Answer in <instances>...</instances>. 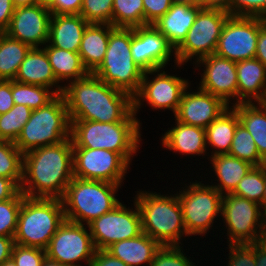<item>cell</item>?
Here are the masks:
<instances>
[{"label": "cell", "instance_id": "obj_53", "mask_svg": "<svg viewBox=\"0 0 266 266\" xmlns=\"http://www.w3.org/2000/svg\"><path fill=\"white\" fill-rule=\"evenodd\" d=\"M254 256L256 266H266V239L254 243Z\"/></svg>", "mask_w": 266, "mask_h": 266}, {"label": "cell", "instance_id": "obj_56", "mask_svg": "<svg viewBox=\"0 0 266 266\" xmlns=\"http://www.w3.org/2000/svg\"><path fill=\"white\" fill-rule=\"evenodd\" d=\"M261 209H263V214L266 216V164H265V191L260 203Z\"/></svg>", "mask_w": 266, "mask_h": 266}, {"label": "cell", "instance_id": "obj_57", "mask_svg": "<svg viewBox=\"0 0 266 266\" xmlns=\"http://www.w3.org/2000/svg\"><path fill=\"white\" fill-rule=\"evenodd\" d=\"M41 266H69V265L50 260L46 257Z\"/></svg>", "mask_w": 266, "mask_h": 266}, {"label": "cell", "instance_id": "obj_10", "mask_svg": "<svg viewBox=\"0 0 266 266\" xmlns=\"http://www.w3.org/2000/svg\"><path fill=\"white\" fill-rule=\"evenodd\" d=\"M230 14L221 9L201 8L186 38L175 49V62L181 66L192 57L197 60L215 54L223 26Z\"/></svg>", "mask_w": 266, "mask_h": 266}, {"label": "cell", "instance_id": "obj_55", "mask_svg": "<svg viewBox=\"0 0 266 266\" xmlns=\"http://www.w3.org/2000/svg\"><path fill=\"white\" fill-rule=\"evenodd\" d=\"M15 7L32 6L38 4V0H12Z\"/></svg>", "mask_w": 266, "mask_h": 266}, {"label": "cell", "instance_id": "obj_58", "mask_svg": "<svg viewBox=\"0 0 266 266\" xmlns=\"http://www.w3.org/2000/svg\"><path fill=\"white\" fill-rule=\"evenodd\" d=\"M174 3L189 4L192 6H200V0H172Z\"/></svg>", "mask_w": 266, "mask_h": 266}, {"label": "cell", "instance_id": "obj_8", "mask_svg": "<svg viewBox=\"0 0 266 266\" xmlns=\"http://www.w3.org/2000/svg\"><path fill=\"white\" fill-rule=\"evenodd\" d=\"M71 121L62 94L49 103L32 110L15 145L23 153L43 146L61 143L70 138Z\"/></svg>", "mask_w": 266, "mask_h": 266}, {"label": "cell", "instance_id": "obj_24", "mask_svg": "<svg viewBox=\"0 0 266 266\" xmlns=\"http://www.w3.org/2000/svg\"><path fill=\"white\" fill-rule=\"evenodd\" d=\"M88 25L80 14L52 15L48 44L67 51L79 52Z\"/></svg>", "mask_w": 266, "mask_h": 266}, {"label": "cell", "instance_id": "obj_22", "mask_svg": "<svg viewBox=\"0 0 266 266\" xmlns=\"http://www.w3.org/2000/svg\"><path fill=\"white\" fill-rule=\"evenodd\" d=\"M201 6L172 3L171 8L153 25L163 34L176 49L186 38Z\"/></svg>", "mask_w": 266, "mask_h": 266}, {"label": "cell", "instance_id": "obj_14", "mask_svg": "<svg viewBox=\"0 0 266 266\" xmlns=\"http://www.w3.org/2000/svg\"><path fill=\"white\" fill-rule=\"evenodd\" d=\"M72 149L74 177L121 185L129 163L119 153L84 147Z\"/></svg>", "mask_w": 266, "mask_h": 266}, {"label": "cell", "instance_id": "obj_9", "mask_svg": "<svg viewBox=\"0 0 266 266\" xmlns=\"http://www.w3.org/2000/svg\"><path fill=\"white\" fill-rule=\"evenodd\" d=\"M221 215L228 228L229 244L257 243L266 239V216L257 202L224 194Z\"/></svg>", "mask_w": 266, "mask_h": 266}, {"label": "cell", "instance_id": "obj_50", "mask_svg": "<svg viewBox=\"0 0 266 266\" xmlns=\"http://www.w3.org/2000/svg\"><path fill=\"white\" fill-rule=\"evenodd\" d=\"M19 190L11 179L0 177V202L11 199Z\"/></svg>", "mask_w": 266, "mask_h": 266}, {"label": "cell", "instance_id": "obj_27", "mask_svg": "<svg viewBox=\"0 0 266 266\" xmlns=\"http://www.w3.org/2000/svg\"><path fill=\"white\" fill-rule=\"evenodd\" d=\"M109 35V24H89L85 28L78 53L88 73H93L102 63Z\"/></svg>", "mask_w": 266, "mask_h": 266}, {"label": "cell", "instance_id": "obj_61", "mask_svg": "<svg viewBox=\"0 0 266 266\" xmlns=\"http://www.w3.org/2000/svg\"><path fill=\"white\" fill-rule=\"evenodd\" d=\"M264 23L266 24V15L263 17Z\"/></svg>", "mask_w": 266, "mask_h": 266}, {"label": "cell", "instance_id": "obj_13", "mask_svg": "<svg viewBox=\"0 0 266 266\" xmlns=\"http://www.w3.org/2000/svg\"><path fill=\"white\" fill-rule=\"evenodd\" d=\"M263 18L230 15L221 32L215 54L234 62L255 58Z\"/></svg>", "mask_w": 266, "mask_h": 266}, {"label": "cell", "instance_id": "obj_49", "mask_svg": "<svg viewBox=\"0 0 266 266\" xmlns=\"http://www.w3.org/2000/svg\"><path fill=\"white\" fill-rule=\"evenodd\" d=\"M15 6L12 0H0V33H4L11 21Z\"/></svg>", "mask_w": 266, "mask_h": 266}, {"label": "cell", "instance_id": "obj_54", "mask_svg": "<svg viewBox=\"0 0 266 266\" xmlns=\"http://www.w3.org/2000/svg\"><path fill=\"white\" fill-rule=\"evenodd\" d=\"M230 2L231 0H200V6L202 8L221 9L230 14Z\"/></svg>", "mask_w": 266, "mask_h": 266}, {"label": "cell", "instance_id": "obj_26", "mask_svg": "<svg viewBox=\"0 0 266 266\" xmlns=\"http://www.w3.org/2000/svg\"><path fill=\"white\" fill-rule=\"evenodd\" d=\"M175 121L176 126L162 136V145L182 154L204 155L207 150L205 129Z\"/></svg>", "mask_w": 266, "mask_h": 266}, {"label": "cell", "instance_id": "obj_41", "mask_svg": "<svg viewBox=\"0 0 266 266\" xmlns=\"http://www.w3.org/2000/svg\"><path fill=\"white\" fill-rule=\"evenodd\" d=\"M181 248L180 245L161 246L150 266H195L187 256H184Z\"/></svg>", "mask_w": 266, "mask_h": 266}, {"label": "cell", "instance_id": "obj_28", "mask_svg": "<svg viewBox=\"0 0 266 266\" xmlns=\"http://www.w3.org/2000/svg\"><path fill=\"white\" fill-rule=\"evenodd\" d=\"M213 170L220 183L213 185L222 195L232 193L242 178L254 166L251 163L229 154L211 157ZM225 190V193H224Z\"/></svg>", "mask_w": 266, "mask_h": 266}, {"label": "cell", "instance_id": "obj_21", "mask_svg": "<svg viewBox=\"0 0 266 266\" xmlns=\"http://www.w3.org/2000/svg\"><path fill=\"white\" fill-rule=\"evenodd\" d=\"M236 72L238 104L266 102V67L252 58L236 62Z\"/></svg>", "mask_w": 266, "mask_h": 266}, {"label": "cell", "instance_id": "obj_52", "mask_svg": "<svg viewBox=\"0 0 266 266\" xmlns=\"http://www.w3.org/2000/svg\"><path fill=\"white\" fill-rule=\"evenodd\" d=\"M14 244L13 237L0 236V265L11 259Z\"/></svg>", "mask_w": 266, "mask_h": 266}, {"label": "cell", "instance_id": "obj_17", "mask_svg": "<svg viewBox=\"0 0 266 266\" xmlns=\"http://www.w3.org/2000/svg\"><path fill=\"white\" fill-rule=\"evenodd\" d=\"M131 53L144 71H154L164 69L175 49L153 24H148L131 28Z\"/></svg>", "mask_w": 266, "mask_h": 266}, {"label": "cell", "instance_id": "obj_31", "mask_svg": "<svg viewBox=\"0 0 266 266\" xmlns=\"http://www.w3.org/2000/svg\"><path fill=\"white\" fill-rule=\"evenodd\" d=\"M44 49L58 82L68 79H70L69 82L79 80L89 74L83 66L78 52L53 47L48 45V42Z\"/></svg>", "mask_w": 266, "mask_h": 266}, {"label": "cell", "instance_id": "obj_16", "mask_svg": "<svg viewBox=\"0 0 266 266\" xmlns=\"http://www.w3.org/2000/svg\"><path fill=\"white\" fill-rule=\"evenodd\" d=\"M145 71L138 92L133 96V111L138 113L141 101L146 100L154 109H171L175 114L180 104L181 96L189 83L186 79L167 75L165 71ZM158 72V73H157ZM157 73L153 80H148V74Z\"/></svg>", "mask_w": 266, "mask_h": 266}, {"label": "cell", "instance_id": "obj_32", "mask_svg": "<svg viewBox=\"0 0 266 266\" xmlns=\"http://www.w3.org/2000/svg\"><path fill=\"white\" fill-rule=\"evenodd\" d=\"M32 47L6 33H0V80H14Z\"/></svg>", "mask_w": 266, "mask_h": 266}, {"label": "cell", "instance_id": "obj_15", "mask_svg": "<svg viewBox=\"0 0 266 266\" xmlns=\"http://www.w3.org/2000/svg\"><path fill=\"white\" fill-rule=\"evenodd\" d=\"M84 225L65 220L51 238L46 257L69 266H81L78 261L85 260L89 266L96 249Z\"/></svg>", "mask_w": 266, "mask_h": 266}, {"label": "cell", "instance_id": "obj_40", "mask_svg": "<svg viewBox=\"0 0 266 266\" xmlns=\"http://www.w3.org/2000/svg\"><path fill=\"white\" fill-rule=\"evenodd\" d=\"M113 0H82L80 15L89 24L112 25Z\"/></svg>", "mask_w": 266, "mask_h": 266}, {"label": "cell", "instance_id": "obj_5", "mask_svg": "<svg viewBox=\"0 0 266 266\" xmlns=\"http://www.w3.org/2000/svg\"><path fill=\"white\" fill-rule=\"evenodd\" d=\"M64 221L62 199L24 196L13 237L14 243L46 250Z\"/></svg>", "mask_w": 266, "mask_h": 266}, {"label": "cell", "instance_id": "obj_4", "mask_svg": "<svg viewBox=\"0 0 266 266\" xmlns=\"http://www.w3.org/2000/svg\"><path fill=\"white\" fill-rule=\"evenodd\" d=\"M134 200L140 210L142 232L161 246L179 245L184 234L189 236L177 194L164 196L156 192L140 191Z\"/></svg>", "mask_w": 266, "mask_h": 266}, {"label": "cell", "instance_id": "obj_59", "mask_svg": "<svg viewBox=\"0 0 266 266\" xmlns=\"http://www.w3.org/2000/svg\"><path fill=\"white\" fill-rule=\"evenodd\" d=\"M53 2L54 0H38V4L48 7V8L53 4Z\"/></svg>", "mask_w": 266, "mask_h": 266}, {"label": "cell", "instance_id": "obj_12", "mask_svg": "<svg viewBox=\"0 0 266 266\" xmlns=\"http://www.w3.org/2000/svg\"><path fill=\"white\" fill-rule=\"evenodd\" d=\"M134 206L133 211L120 202L87 225L96 250H105L117 241L135 238L142 233L141 214L135 201Z\"/></svg>", "mask_w": 266, "mask_h": 266}, {"label": "cell", "instance_id": "obj_44", "mask_svg": "<svg viewBox=\"0 0 266 266\" xmlns=\"http://www.w3.org/2000/svg\"><path fill=\"white\" fill-rule=\"evenodd\" d=\"M228 266H256L254 243L229 244Z\"/></svg>", "mask_w": 266, "mask_h": 266}, {"label": "cell", "instance_id": "obj_48", "mask_svg": "<svg viewBox=\"0 0 266 266\" xmlns=\"http://www.w3.org/2000/svg\"><path fill=\"white\" fill-rule=\"evenodd\" d=\"M89 266H128L106 250H95Z\"/></svg>", "mask_w": 266, "mask_h": 266}, {"label": "cell", "instance_id": "obj_45", "mask_svg": "<svg viewBox=\"0 0 266 266\" xmlns=\"http://www.w3.org/2000/svg\"><path fill=\"white\" fill-rule=\"evenodd\" d=\"M172 3V0H143L144 26L157 21L171 8Z\"/></svg>", "mask_w": 266, "mask_h": 266}, {"label": "cell", "instance_id": "obj_6", "mask_svg": "<svg viewBox=\"0 0 266 266\" xmlns=\"http://www.w3.org/2000/svg\"><path fill=\"white\" fill-rule=\"evenodd\" d=\"M144 72L132 59L131 28L110 25L106 54L92 74L133 97L140 88Z\"/></svg>", "mask_w": 266, "mask_h": 266}, {"label": "cell", "instance_id": "obj_46", "mask_svg": "<svg viewBox=\"0 0 266 266\" xmlns=\"http://www.w3.org/2000/svg\"><path fill=\"white\" fill-rule=\"evenodd\" d=\"M82 0H54L49 7L52 15L80 14Z\"/></svg>", "mask_w": 266, "mask_h": 266}, {"label": "cell", "instance_id": "obj_33", "mask_svg": "<svg viewBox=\"0 0 266 266\" xmlns=\"http://www.w3.org/2000/svg\"><path fill=\"white\" fill-rule=\"evenodd\" d=\"M50 88L12 80V98L15 104L36 110L49 103L57 94Z\"/></svg>", "mask_w": 266, "mask_h": 266}, {"label": "cell", "instance_id": "obj_7", "mask_svg": "<svg viewBox=\"0 0 266 266\" xmlns=\"http://www.w3.org/2000/svg\"><path fill=\"white\" fill-rule=\"evenodd\" d=\"M119 184L73 177L62 197L65 220L87 225L111 211L120 201Z\"/></svg>", "mask_w": 266, "mask_h": 266}, {"label": "cell", "instance_id": "obj_20", "mask_svg": "<svg viewBox=\"0 0 266 266\" xmlns=\"http://www.w3.org/2000/svg\"><path fill=\"white\" fill-rule=\"evenodd\" d=\"M184 90L174 114L177 121L186 125L206 128L230 106L222 99L198 88L197 92Z\"/></svg>", "mask_w": 266, "mask_h": 266}, {"label": "cell", "instance_id": "obj_35", "mask_svg": "<svg viewBox=\"0 0 266 266\" xmlns=\"http://www.w3.org/2000/svg\"><path fill=\"white\" fill-rule=\"evenodd\" d=\"M0 177L11 179L19 188L23 180V153L14 142L0 140Z\"/></svg>", "mask_w": 266, "mask_h": 266}, {"label": "cell", "instance_id": "obj_34", "mask_svg": "<svg viewBox=\"0 0 266 266\" xmlns=\"http://www.w3.org/2000/svg\"><path fill=\"white\" fill-rule=\"evenodd\" d=\"M112 26L123 28L144 26L143 0H113Z\"/></svg>", "mask_w": 266, "mask_h": 266}, {"label": "cell", "instance_id": "obj_2", "mask_svg": "<svg viewBox=\"0 0 266 266\" xmlns=\"http://www.w3.org/2000/svg\"><path fill=\"white\" fill-rule=\"evenodd\" d=\"M64 97L70 120L97 122L124 121L133 112V97L89 73L64 85Z\"/></svg>", "mask_w": 266, "mask_h": 266}, {"label": "cell", "instance_id": "obj_3", "mask_svg": "<svg viewBox=\"0 0 266 266\" xmlns=\"http://www.w3.org/2000/svg\"><path fill=\"white\" fill-rule=\"evenodd\" d=\"M133 111L124 121L70 120L72 147L105 149L119 153L129 164L140 143V121ZM140 138V139H139Z\"/></svg>", "mask_w": 266, "mask_h": 266}, {"label": "cell", "instance_id": "obj_25", "mask_svg": "<svg viewBox=\"0 0 266 266\" xmlns=\"http://www.w3.org/2000/svg\"><path fill=\"white\" fill-rule=\"evenodd\" d=\"M160 247L156 240L142 232L135 238L117 241L105 250L128 266H139L142 263L150 266Z\"/></svg>", "mask_w": 266, "mask_h": 266}, {"label": "cell", "instance_id": "obj_29", "mask_svg": "<svg viewBox=\"0 0 266 266\" xmlns=\"http://www.w3.org/2000/svg\"><path fill=\"white\" fill-rule=\"evenodd\" d=\"M239 123L237 111L230 107L205 128L206 145L209 144L215 148L211 156L229 154Z\"/></svg>", "mask_w": 266, "mask_h": 266}, {"label": "cell", "instance_id": "obj_38", "mask_svg": "<svg viewBox=\"0 0 266 266\" xmlns=\"http://www.w3.org/2000/svg\"><path fill=\"white\" fill-rule=\"evenodd\" d=\"M265 191V164L253 166L231 193L261 203Z\"/></svg>", "mask_w": 266, "mask_h": 266}, {"label": "cell", "instance_id": "obj_47", "mask_svg": "<svg viewBox=\"0 0 266 266\" xmlns=\"http://www.w3.org/2000/svg\"><path fill=\"white\" fill-rule=\"evenodd\" d=\"M12 98V80H0V115L14 106Z\"/></svg>", "mask_w": 266, "mask_h": 266}, {"label": "cell", "instance_id": "obj_43", "mask_svg": "<svg viewBox=\"0 0 266 266\" xmlns=\"http://www.w3.org/2000/svg\"><path fill=\"white\" fill-rule=\"evenodd\" d=\"M230 15L263 18L266 15V0H231Z\"/></svg>", "mask_w": 266, "mask_h": 266}, {"label": "cell", "instance_id": "obj_60", "mask_svg": "<svg viewBox=\"0 0 266 266\" xmlns=\"http://www.w3.org/2000/svg\"><path fill=\"white\" fill-rule=\"evenodd\" d=\"M0 266H17V265L12 259H9L7 261H4Z\"/></svg>", "mask_w": 266, "mask_h": 266}, {"label": "cell", "instance_id": "obj_37", "mask_svg": "<svg viewBox=\"0 0 266 266\" xmlns=\"http://www.w3.org/2000/svg\"><path fill=\"white\" fill-rule=\"evenodd\" d=\"M229 155L245 160L254 166L266 164L260 157L253 137L241 123L235 130Z\"/></svg>", "mask_w": 266, "mask_h": 266}, {"label": "cell", "instance_id": "obj_11", "mask_svg": "<svg viewBox=\"0 0 266 266\" xmlns=\"http://www.w3.org/2000/svg\"><path fill=\"white\" fill-rule=\"evenodd\" d=\"M178 195L188 235H204L221 213L223 195L212 185L194 182Z\"/></svg>", "mask_w": 266, "mask_h": 266}, {"label": "cell", "instance_id": "obj_51", "mask_svg": "<svg viewBox=\"0 0 266 266\" xmlns=\"http://www.w3.org/2000/svg\"><path fill=\"white\" fill-rule=\"evenodd\" d=\"M255 58L266 67V24L259 29Z\"/></svg>", "mask_w": 266, "mask_h": 266}, {"label": "cell", "instance_id": "obj_39", "mask_svg": "<svg viewBox=\"0 0 266 266\" xmlns=\"http://www.w3.org/2000/svg\"><path fill=\"white\" fill-rule=\"evenodd\" d=\"M24 196L19 190L11 199L0 202V236L14 237Z\"/></svg>", "mask_w": 266, "mask_h": 266}, {"label": "cell", "instance_id": "obj_1", "mask_svg": "<svg viewBox=\"0 0 266 266\" xmlns=\"http://www.w3.org/2000/svg\"><path fill=\"white\" fill-rule=\"evenodd\" d=\"M73 177L71 138L23 154L20 191L27 197L62 199Z\"/></svg>", "mask_w": 266, "mask_h": 266}, {"label": "cell", "instance_id": "obj_42", "mask_svg": "<svg viewBox=\"0 0 266 266\" xmlns=\"http://www.w3.org/2000/svg\"><path fill=\"white\" fill-rule=\"evenodd\" d=\"M46 258V250L14 244L11 259L17 266H41Z\"/></svg>", "mask_w": 266, "mask_h": 266}, {"label": "cell", "instance_id": "obj_36", "mask_svg": "<svg viewBox=\"0 0 266 266\" xmlns=\"http://www.w3.org/2000/svg\"><path fill=\"white\" fill-rule=\"evenodd\" d=\"M32 110L25 106L14 104L6 113L0 115V140L14 142L17 140L23 126L30 118Z\"/></svg>", "mask_w": 266, "mask_h": 266}, {"label": "cell", "instance_id": "obj_30", "mask_svg": "<svg viewBox=\"0 0 266 266\" xmlns=\"http://www.w3.org/2000/svg\"><path fill=\"white\" fill-rule=\"evenodd\" d=\"M259 105V106H257ZM233 104L239 122L251 134L260 157L266 162V102Z\"/></svg>", "mask_w": 266, "mask_h": 266}, {"label": "cell", "instance_id": "obj_19", "mask_svg": "<svg viewBox=\"0 0 266 266\" xmlns=\"http://www.w3.org/2000/svg\"><path fill=\"white\" fill-rule=\"evenodd\" d=\"M196 62L197 65H205L204 73L201 76V84L198 88L219 97L227 105H229L231 97H235L237 100L234 104H238L236 62L216 54L209 55Z\"/></svg>", "mask_w": 266, "mask_h": 266}, {"label": "cell", "instance_id": "obj_23", "mask_svg": "<svg viewBox=\"0 0 266 266\" xmlns=\"http://www.w3.org/2000/svg\"><path fill=\"white\" fill-rule=\"evenodd\" d=\"M14 80L21 83L44 86L50 88V90L56 85V89H54L56 94H61L63 91V86L57 85L59 82L55 78L44 48L33 47L30 49L22 61Z\"/></svg>", "mask_w": 266, "mask_h": 266}, {"label": "cell", "instance_id": "obj_18", "mask_svg": "<svg viewBox=\"0 0 266 266\" xmlns=\"http://www.w3.org/2000/svg\"><path fill=\"white\" fill-rule=\"evenodd\" d=\"M51 17L49 8L40 4L15 7L4 33L32 48L45 45L49 40Z\"/></svg>", "mask_w": 266, "mask_h": 266}]
</instances>
